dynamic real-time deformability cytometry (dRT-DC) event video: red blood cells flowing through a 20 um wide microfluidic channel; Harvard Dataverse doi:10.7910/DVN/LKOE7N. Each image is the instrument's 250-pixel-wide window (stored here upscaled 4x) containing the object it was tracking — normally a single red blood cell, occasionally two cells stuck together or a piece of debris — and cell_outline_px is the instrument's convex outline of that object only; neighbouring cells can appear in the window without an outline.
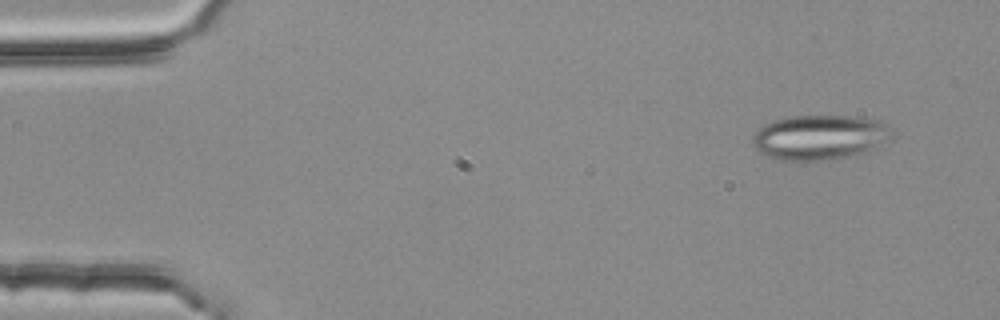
{"species": "common noctule bat (a hibernating species)", "species_latin": "Nyctalus noctula", "temperature_condition": "room temperature", "stored_images_in_passage": 3, "camera_frame_rate_fps": 3000, "um_per_image_px": 0.085, "animal": {"sex": "female", "body_mass_g": 25.1}, "frame": {"image": 1, "passage_image": 1, "time_ms": 0.0, "image_size_px": [1000, 320], "cell_outline_px": [[892, 128], [888, 140], [856, 156], [820, 160], [784, 160], [760, 152], [752, 144], [752, 136], [764, 124], [772, 120], [788, 116], [844, 116], [876, 120], [888, 124]], "centroid_in_image_um": [69.66, 11.66], "position_along_channel_um": 15.3, "area_um2": 36.01}}